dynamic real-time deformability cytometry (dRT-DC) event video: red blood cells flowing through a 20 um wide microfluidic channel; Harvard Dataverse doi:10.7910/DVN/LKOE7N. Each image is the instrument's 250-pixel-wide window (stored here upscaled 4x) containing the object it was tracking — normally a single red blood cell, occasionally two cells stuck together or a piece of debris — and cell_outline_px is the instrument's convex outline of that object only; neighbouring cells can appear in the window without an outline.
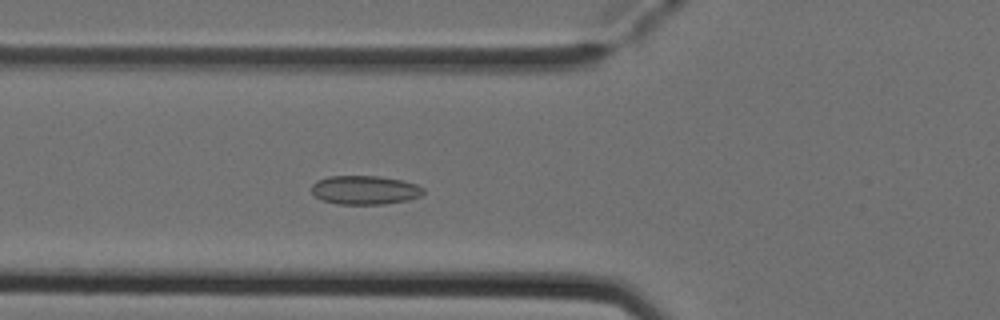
{"species": "Egyptian fruit bat (a non-hibernating species)", "species_latin": "Rousettus aegyptiacus", "temperature_condition": "cold", "stored_images_in_passage": 4, "camera_frame_rate_fps": 3000, "um_per_image_px": 0.085, "animal": {"sex": "female"}, "frame": {"image": 1, "passage_image": 4, "time_ms": 1.0, "image_size_px": [1000, 320], "cell_outline_px": [[424, 192], [420, 196], [408, 200], [384, 204], [336, 204], [324, 200], [316, 196], [312, 192], [312, 184], [316, 180], [328, 176], [380, 176], [400, 180], [416, 184], [424, 188]], "centroid_in_image_um": [31.01, 16.15], "position_along_channel_um": 94.8, "area_um2": 18.79}}